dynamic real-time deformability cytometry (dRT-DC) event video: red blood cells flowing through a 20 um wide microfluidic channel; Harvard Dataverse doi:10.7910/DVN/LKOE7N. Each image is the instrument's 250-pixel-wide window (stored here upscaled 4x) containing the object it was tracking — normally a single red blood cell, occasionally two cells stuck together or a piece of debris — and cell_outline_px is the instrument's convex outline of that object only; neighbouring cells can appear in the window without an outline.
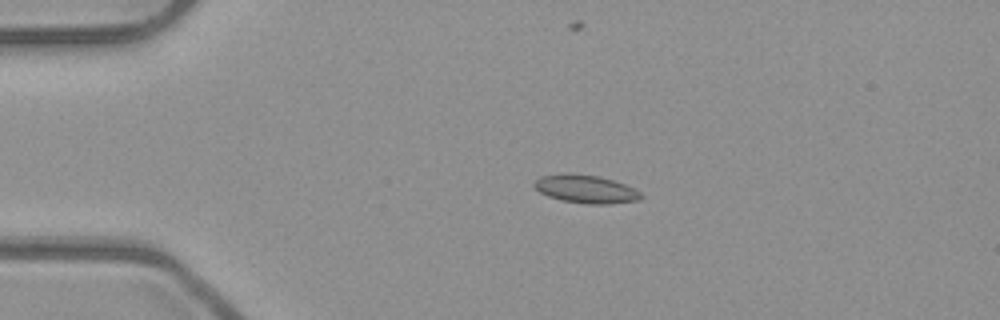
{"species": "common noctule bat (a hibernating species)", "species_latin": "Nyctalus noctula", "temperature_condition": "room temperature", "stored_images_in_passage": 4, "camera_frame_rate_fps": 3000, "um_per_image_px": 0.085, "animal": {"sex": "male", "body_mass_g": 23.1, "forearm_length_mm": 52.7}, "frame": {"image": 1, "passage_image": 2, "time_ms": 0.333, "image_size_px": [1000, 320], "cell_outline_px": [[644, 196], [640, 200], [608, 204], [588, 204], [560, 200], [548, 196], [540, 192], [532, 184], [540, 176], [600, 176], [624, 184], [640, 192]], "centroid_in_image_um": [49.85, 16.12], "position_along_channel_um": 35.2, "area_um2": 16.76}}